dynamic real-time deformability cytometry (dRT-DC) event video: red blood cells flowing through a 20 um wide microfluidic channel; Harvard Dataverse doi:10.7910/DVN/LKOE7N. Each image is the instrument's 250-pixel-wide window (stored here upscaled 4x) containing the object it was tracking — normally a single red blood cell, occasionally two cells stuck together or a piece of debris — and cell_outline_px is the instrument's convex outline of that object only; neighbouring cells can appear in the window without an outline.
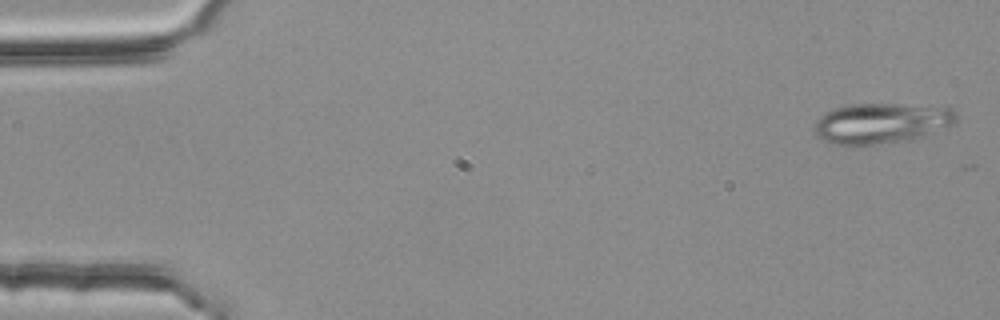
{"species": "common noctule bat (a hibernating species)", "species_latin": "Nyctalus noctula", "temperature_condition": "room temperature", "stored_images_in_passage": 4, "camera_frame_rate_fps": 3000, "um_per_image_px": 0.085, "animal": {"sex": "female", "body_mass_g": 25.1}, "frame": {"image": 1, "passage_image": 1, "time_ms": 0.0, "image_size_px": [1000, 320], "cell_outline_px": [[960, 120], [956, 124], [908, 140], [852, 148], [832, 144], [816, 136], [816, 120], [824, 112], [832, 108], [852, 104], [896, 104], [952, 108], [956, 112]], "centroid_in_image_um": [74.89, 10.5], "position_along_channel_um": 10.1, "area_um2": 33.99}}